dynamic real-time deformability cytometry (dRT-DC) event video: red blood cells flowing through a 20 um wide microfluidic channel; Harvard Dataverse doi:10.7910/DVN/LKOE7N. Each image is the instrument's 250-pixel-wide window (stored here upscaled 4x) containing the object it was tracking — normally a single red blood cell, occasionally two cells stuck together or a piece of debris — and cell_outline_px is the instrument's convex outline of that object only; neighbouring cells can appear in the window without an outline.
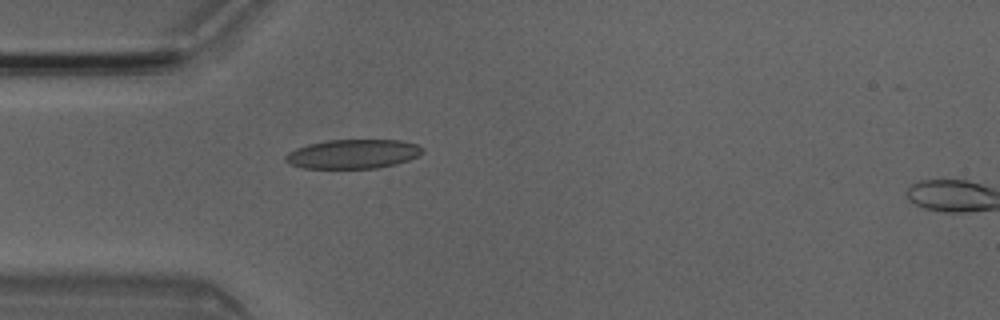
{"species": "Egyptian fruit bat (a non-hibernating species)", "species_latin": "Rousettus aegyptiacus", "temperature_condition": "room temperature", "stored_images_in_passage": 2, "camera_frame_rate_fps": 3000, "um_per_image_px": 0.085, "animal": {"sex": "male"}, "frame": {"image": 1, "passage_image": 1, "time_ms": 0.0, "image_size_px": [1000, 320], "cell_outline_px": [[424, 152], [420, 156], [396, 164], [376, 168], [304, 168], [292, 164], [284, 160], [284, 156], [288, 152], [296, 148], [308, 144], [328, 140], [400, 140], [416, 144], [424, 148]], "centroid_in_image_um": [30.03, 13.08], "position_along_channel_um": 55.0, "area_um2": 23.35}}